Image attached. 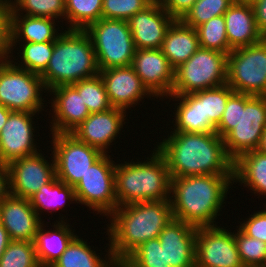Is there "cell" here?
Instances as JSON below:
<instances>
[{
    "instance_id": "obj_36",
    "label": "cell",
    "mask_w": 266,
    "mask_h": 267,
    "mask_svg": "<svg viewBox=\"0 0 266 267\" xmlns=\"http://www.w3.org/2000/svg\"><path fill=\"white\" fill-rule=\"evenodd\" d=\"M54 50V41L33 43L25 42L22 47L21 61L17 67L28 70L29 72L41 75L47 68Z\"/></svg>"
},
{
    "instance_id": "obj_42",
    "label": "cell",
    "mask_w": 266,
    "mask_h": 267,
    "mask_svg": "<svg viewBox=\"0 0 266 267\" xmlns=\"http://www.w3.org/2000/svg\"><path fill=\"white\" fill-rule=\"evenodd\" d=\"M266 206V205H265ZM248 221L242 223L239 229L247 236L266 243V210L250 215Z\"/></svg>"
},
{
    "instance_id": "obj_9",
    "label": "cell",
    "mask_w": 266,
    "mask_h": 267,
    "mask_svg": "<svg viewBox=\"0 0 266 267\" xmlns=\"http://www.w3.org/2000/svg\"><path fill=\"white\" fill-rule=\"evenodd\" d=\"M238 93L266 96V41L228 54L227 82Z\"/></svg>"
},
{
    "instance_id": "obj_7",
    "label": "cell",
    "mask_w": 266,
    "mask_h": 267,
    "mask_svg": "<svg viewBox=\"0 0 266 267\" xmlns=\"http://www.w3.org/2000/svg\"><path fill=\"white\" fill-rule=\"evenodd\" d=\"M227 65V54L199 48L174 70L172 95H185L226 84Z\"/></svg>"
},
{
    "instance_id": "obj_3",
    "label": "cell",
    "mask_w": 266,
    "mask_h": 267,
    "mask_svg": "<svg viewBox=\"0 0 266 267\" xmlns=\"http://www.w3.org/2000/svg\"><path fill=\"white\" fill-rule=\"evenodd\" d=\"M234 175H195L171 178L170 198L173 218L196 228L216 226ZM174 198V199H172ZM212 224V225H211Z\"/></svg>"
},
{
    "instance_id": "obj_54",
    "label": "cell",
    "mask_w": 266,
    "mask_h": 267,
    "mask_svg": "<svg viewBox=\"0 0 266 267\" xmlns=\"http://www.w3.org/2000/svg\"><path fill=\"white\" fill-rule=\"evenodd\" d=\"M4 59V57L0 54V64L2 63V61H3V59ZM2 59V60H1Z\"/></svg>"
},
{
    "instance_id": "obj_41",
    "label": "cell",
    "mask_w": 266,
    "mask_h": 267,
    "mask_svg": "<svg viewBox=\"0 0 266 267\" xmlns=\"http://www.w3.org/2000/svg\"><path fill=\"white\" fill-rule=\"evenodd\" d=\"M149 5L147 0H103L102 18L128 21Z\"/></svg>"
},
{
    "instance_id": "obj_31",
    "label": "cell",
    "mask_w": 266,
    "mask_h": 267,
    "mask_svg": "<svg viewBox=\"0 0 266 267\" xmlns=\"http://www.w3.org/2000/svg\"><path fill=\"white\" fill-rule=\"evenodd\" d=\"M76 201L74 187L60 181L56 176L47 184L42 186L29 200L32 208L39 217V211L42 209H59L64 207V201ZM64 200V201H62Z\"/></svg>"
},
{
    "instance_id": "obj_14",
    "label": "cell",
    "mask_w": 266,
    "mask_h": 267,
    "mask_svg": "<svg viewBox=\"0 0 266 267\" xmlns=\"http://www.w3.org/2000/svg\"><path fill=\"white\" fill-rule=\"evenodd\" d=\"M49 164L39 152L14 159L7 164L10 194L30 199L39 189L55 176V160Z\"/></svg>"
},
{
    "instance_id": "obj_39",
    "label": "cell",
    "mask_w": 266,
    "mask_h": 267,
    "mask_svg": "<svg viewBox=\"0 0 266 267\" xmlns=\"http://www.w3.org/2000/svg\"><path fill=\"white\" fill-rule=\"evenodd\" d=\"M238 230L235 242L242 264L245 267H266V243Z\"/></svg>"
},
{
    "instance_id": "obj_53",
    "label": "cell",
    "mask_w": 266,
    "mask_h": 267,
    "mask_svg": "<svg viewBox=\"0 0 266 267\" xmlns=\"http://www.w3.org/2000/svg\"><path fill=\"white\" fill-rule=\"evenodd\" d=\"M115 267H127L126 265H124L123 263H116Z\"/></svg>"
},
{
    "instance_id": "obj_43",
    "label": "cell",
    "mask_w": 266,
    "mask_h": 267,
    "mask_svg": "<svg viewBox=\"0 0 266 267\" xmlns=\"http://www.w3.org/2000/svg\"><path fill=\"white\" fill-rule=\"evenodd\" d=\"M10 30L11 8L0 4V54L5 59H8V54L12 51Z\"/></svg>"
},
{
    "instance_id": "obj_4",
    "label": "cell",
    "mask_w": 266,
    "mask_h": 267,
    "mask_svg": "<svg viewBox=\"0 0 266 267\" xmlns=\"http://www.w3.org/2000/svg\"><path fill=\"white\" fill-rule=\"evenodd\" d=\"M266 127V96L233 92L216 133L223 138L228 156L237 160L258 149Z\"/></svg>"
},
{
    "instance_id": "obj_16",
    "label": "cell",
    "mask_w": 266,
    "mask_h": 267,
    "mask_svg": "<svg viewBox=\"0 0 266 267\" xmlns=\"http://www.w3.org/2000/svg\"><path fill=\"white\" fill-rule=\"evenodd\" d=\"M34 113L12 111L0 132V163L8 164L14 159L37 153L34 144Z\"/></svg>"
},
{
    "instance_id": "obj_10",
    "label": "cell",
    "mask_w": 266,
    "mask_h": 267,
    "mask_svg": "<svg viewBox=\"0 0 266 267\" xmlns=\"http://www.w3.org/2000/svg\"><path fill=\"white\" fill-rule=\"evenodd\" d=\"M12 62L4 59L0 64V104L11 111L39 113L40 92L46 90L42 78Z\"/></svg>"
},
{
    "instance_id": "obj_23",
    "label": "cell",
    "mask_w": 266,
    "mask_h": 267,
    "mask_svg": "<svg viewBox=\"0 0 266 267\" xmlns=\"http://www.w3.org/2000/svg\"><path fill=\"white\" fill-rule=\"evenodd\" d=\"M224 19L227 40L232 50L254 45L263 40L256 25L252 5L235 1L224 13Z\"/></svg>"
},
{
    "instance_id": "obj_35",
    "label": "cell",
    "mask_w": 266,
    "mask_h": 267,
    "mask_svg": "<svg viewBox=\"0 0 266 267\" xmlns=\"http://www.w3.org/2000/svg\"><path fill=\"white\" fill-rule=\"evenodd\" d=\"M236 0H197L181 21L196 29L213 17L224 15Z\"/></svg>"
},
{
    "instance_id": "obj_21",
    "label": "cell",
    "mask_w": 266,
    "mask_h": 267,
    "mask_svg": "<svg viewBox=\"0 0 266 267\" xmlns=\"http://www.w3.org/2000/svg\"><path fill=\"white\" fill-rule=\"evenodd\" d=\"M40 220L29 199L9 194L0 203V222L11 240L34 242Z\"/></svg>"
},
{
    "instance_id": "obj_11",
    "label": "cell",
    "mask_w": 266,
    "mask_h": 267,
    "mask_svg": "<svg viewBox=\"0 0 266 267\" xmlns=\"http://www.w3.org/2000/svg\"><path fill=\"white\" fill-rule=\"evenodd\" d=\"M109 157V158H108ZM107 153L97 160L74 187L76 202L110 215L117 208L115 167Z\"/></svg>"
},
{
    "instance_id": "obj_38",
    "label": "cell",
    "mask_w": 266,
    "mask_h": 267,
    "mask_svg": "<svg viewBox=\"0 0 266 267\" xmlns=\"http://www.w3.org/2000/svg\"><path fill=\"white\" fill-rule=\"evenodd\" d=\"M0 267H40L34 242L12 240L0 257Z\"/></svg>"
},
{
    "instance_id": "obj_15",
    "label": "cell",
    "mask_w": 266,
    "mask_h": 267,
    "mask_svg": "<svg viewBox=\"0 0 266 267\" xmlns=\"http://www.w3.org/2000/svg\"><path fill=\"white\" fill-rule=\"evenodd\" d=\"M131 66L153 96L172 95L175 69L161 49L136 50Z\"/></svg>"
},
{
    "instance_id": "obj_22",
    "label": "cell",
    "mask_w": 266,
    "mask_h": 267,
    "mask_svg": "<svg viewBox=\"0 0 266 267\" xmlns=\"http://www.w3.org/2000/svg\"><path fill=\"white\" fill-rule=\"evenodd\" d=\"M50 92L56 96L51 102L55 113L54 122L51 123L52 133H71L90 115L82 96L73 85L57 86Z\"/></svg>"
},
{
    "instance_id": "obj_6",
    "label": "cell",
    "mask_w": 266,
    "mask_h": 267,
    "mask_svg": "<svg viewBox=\"0 0 266 267\" xmlns=\"http://www.w3.org/2000/svg\"><path fill=\"white\" fill-rule=\"evenodd\" d=\"M148 160L116 165L117 207L137 202L170 200L171 176L165 158L155 150Z\"/></svg>"
},
{
    "instance_id": "obj_52",
    "label": "cell",
    "mask_w": 266,
    "mask_h": 267,
    "mask_svg": "<svg viewBox=\"0 0 266 267\" xmlns=\"http://www.w3.org/2000/svg\"><path fill=\"white\" fill-rule=\"evenodd\" d=\"M258 0H236V2L253 5Z\"/></svg>"
},
{
    "instance_id": "obj_47",
    "label": "cell",
    "mask_w": 266,
    "mask_h": 267,
    "mask_svg": "<svg viewBox=\"0 0 266 267\" xmlns=\"http://www.w3.org/2000/svg\"><path fill=\"white\" fill-rule=\"evenodd\" d=\"M11 241L12 240L10 239V236L7 233V230L5 229L3 224L0 222V257L2 256V254L4 253V251L7 248L8 244Z\"/></svg>"
},
{
    "instance_id": "obj_44",
    "label": "cell",
    "mask_w": 266,
    "mask_h": 267,
    "mask_svg": "<svg viewBox=\"0 0 266 267\" xmlns=\"http://www.w3.org/2000/svg\"><path fill=\"white\" fill-rule=\"evenodd\" d=\"M197 0H165L162 7L174 19L181 20Z\"/></svg>"
},
{
    "instance_id": "obj_25",
    "label": "cell",
    "mask_w": 266,
    "mask_h": 267,
    "mask_svg": "<svg viewBox=\"0 0 266 267\" xmlns=\"http://www.w3.org/2000/svg\"><path fill=\"white\" fill-rule=\"evenodd\" d=\"M41 223L34 240L36 257L40 267H51L76 237L69 225L61 220L54 224V231L44 230Z\"/></svg>"
},
{
    "instance_id": "obj_26",
    "label": "cell",
    "mask_w": 266,
    "mask_h": 267,
    "mask_svg": "<svg viewBox=\"0 0 266 267\" xmlns=\"http://www.w3.org/2000/svg\"><path fill=\"white\" fill-rule=\"evenodd\" d=\"M18 13L11 12V49L20 37L25 42L42 43L55 41L60 36L56 34L55 19L28 15L20 19Z\"/></svg>"
},
{
    "instance_id": "obj_48",
    "label": "cell",
    "mask_w": 266,
    "mask_h": 267,
    "mask_svg": "<svg viewBox=\"0 0 266 267\" xmlns=\"http://www.w3.org/2000/svg\"><path fill=\"white\" fill-rule=\"evenodd\" d=\"M12 111L0 104V132Z\"/></svg>"
},
{
    "instance_id": "obj_1",
    "label": "cell",
    "mask_w": 266,
    "mask_h": 267,
    "mask_svg": "<svg viewBox=\"0 0 266 267\" xmlns=\"http://www.w3.org/2000/svg\"><path fill=\"white\" fill-rule=\"evenodd\" d=\"M156 148L165 158L171 178L234 175V161L216 132H173Z\"/></svg>"
},
{
    "instance_id": "obj_13",
    "label": "cell",
    "mask_w": 266,
    "mask_h": 267,
    "mask_svg": "<svg viewBox=\"0 0 266 267\" xmlns=\"http://www.w3.org/2000/svg\"><path fill=\"white\" fill-rule=\"evenodd\" d=\"M195 267H245L235 242V234L218 226L197 228Z\"/></svg>"
},
{
    "instance_id": "obj_20",
    "label": "cell",
    "mask_w": 266,
    "mask_h": 267,
    "mask_svg": "<svg viewBox=\"0 0 266 267\" xmlns=\"http://www.w3.org/2000/svg\"><path fill=\"white\" fill-rule=\"evenodd\" d=\"M99 75L103 80L109 102L114 108L126 110L143 99L142 96L147 94L152 96L131 65L100 70Z\"/></svg>"
},
{
    "instance_id": "obj_24",
    "label": "cell",
    "mask_w": 266,
    "mask_h": 267,
    "mask_svg": "<svg viewBox=\"0 0 266 267\" xmlns=\"http://www.w3.org/2000/svg\"><path fill=\"white\" fill-rule=\"evenodd\" d=\"M199 48L196 29L187 26L181 20H174L165 34L161 51L169 60L170 65L176 69Z\"/></svg>"
},
{
    "instance_id": "obj_17",
    "label": "cell",
    "mask_w": 266,
    "mask_h": 267,
    "mask_svg": "<svg viewBox=\"0 0 266 267\" xmlns=\"http://www.w3.org/2000/svg\"><path fill=\"white\" fill-rule=\"evenodd\" d=\"M196 233V227L174 218L163 228L158 239L167 266L195 267Z\"/></svg>"
},
{
    "instance_id": "obj_46",
    "label": "cell",
    "mask_w": 266,
    "mask_h": 267,
    "mask_svg": "<svg viewBox=\"0 0 266 267\" xmlns=\"http://www.w3.org/2000/svg\"><path fill=\"white\" fill-rule=\"evenodd\" d=\"M10 194L7 164L0 163V203Z\"/></svg>"
},
{
    "instance_id": "obj_49",
    "label": "cell",
    "mask_w": 266,
    "mask_h": 267,
    "mask_svg": "<svg viewBox=\"0 0 266 267\" xmlns=\"http://www.w3.org/2000/svg\"><path fill=\"white\" fill-rule=\"evenodd\" d=\"M257 150L260 151L261 153L266 154V127H265V131L262 135L260 145H259Z\"/></svg>"
},
{
    "instance_id": "obj_2",
    "label": "cell",
    "mask_w": 266,
    "mask_h": 267,
    "mask_svg": "<svg viewBox=\"0 0 266 267\" xmlns=\"http://www.w3.org/2000/svg\"><path fill=\"white\" fill-rule=\"evenodd\" d=\"M110 215L108 259L117 263H122L142 243L158 238L173 219L170 200L127 204L117 207Z\"/></svg>"
},
{
    "instance_id": "obj_30",
    "label": "cell",
    "mask_w": 266,
    "mask_h": 267,
    "mask_svg": "<svg viewBox=\"0 0 266 267\" xmlns=\"http://www.w3.org/2000/svg\"><path fill=\"white\" fill-rule=\"evenodd\" d=\"M89 247L87 242L76 236L51 267H115L117 262L114 259L106 262Z\"/></svg>"
},
{
    "instance_id": "obj_29",
    "label": "cell",
    "mask_w": 266,
    "mask_h": 267,
    "mask_svg": "<svg viewBox=\"0 0 266 267\" xmlns=\"http://www.w3.org/2000/svg\"><path fill=\"white\" fill-rule=\"evenodd\" d=\"M170 97L181 99L175 112L176 129L172 132L211 133L202 123L200 97L195 92L179 96L170 95Z\"/></svg>"
},
{
    "instance_id": "obj_33",
    "label": "cell",
    "mask_w": 266,
    "mask_h": 267,
    "mask_svg": "<svg viewBox=\"0 0 266 267\" xmlns=\"http://www.w3.org/2000/svg\"><path fill=\"white\" fill-rule=\"evenodd\" d=\"M72 85L77 89L79 96H82V100L90 114L107 111L112 108L103 80L99 74L80 80Z\"/></svg>"
},
{
    "instance_id": "obj_50",
    "label": "cell",
    "mask_w": 266,
    "mask_h": 267,
    "mask_svg": "<svg viewBox=\"0 0 266 267\" xmlns=\"http://www.w3.org/2000/svg\"><path fill=\"white\" fill-rule=\"evenodd\" d=\"M15 2H16V0H15ZM0 4L5 5L9 8H12L14 6V3L13 2L11 3V1H9V0H0Z\"/></svg>"
},
{
    "instance_id": "obj_51",
    "label": "cell",
    "mask_w": 266,
    "mask_h": 267,
    "mask_svg": "<svg viewBox=\"0 0 266 267\" xmlns=\"http://www.w3.org/2000/svg\"><path fill=\"white\" fill-rule=\"evenodd\" d=\"M148 3L150 4H157V5H163V3L165 2V0H147Z\"/></svg>"
},
{
    "instance_id": "obj_28",
    "label": "cell",
    "mask_w": 266,
    "mask_h": 267,
    "mask_svg": "<svg viewBox=\"0 0 266 267\" xmlns=\"http://www.w3.org/2000/svg\"><path fill=\"white\" fill-rule=\"evenodd\" d=\"M233 92L227 83L195 92L200 97L202 123L211 132H216V126L220 123L227 100Z\"/></svg>"
},
{
    "instance_id": "obj_40",
    "label": "cell",
    "mask_w": 266,
    "mask_h": 267,
    "mask_svg": "<svg viewBox=\"0 0 266 267\" xmlns=\"http://www.w3.org/2000/svg\"><path fill=\"white\" fill-rule=\"evenodd\" d=\"M21 9L25 10V15L28 16L54 19L65 16V0H16L11 12Z\"/></svg>"
},
{
    "instance_id": "obj_19",
    "label": "cell",
    "mask_w": 266,
    "mask_h": 267,
    "mask_svg": "<svg viewBox=\"0 0 266 267\" xmlns=\"http://www.w3.org/2000/svg\"><path fill=\"white\" fill-rule=\"evenodd\" d=\"M125 112L123 109L112 107L107 111L91 113L71 134L79 141L106 154V148L123 127Z\"/></svg>"
},
{
    "instance_id": "obj_32",
    "label": "cell",
    "mask_w": 266,
    "mask_h": 267,
    "mask_svg": "<svg viewBox=\"0 0 266 267\" xmlns=\"http://www.w3.org/2000/svg\"><path fill=\"white\" fill-rule=\"evenodd\" d=\"M103 0H65V17L69 30H85L102 18Z\"/></svg>"
},
{
    "instance_id": "obj_45",
    "label": "cell",
    "mask_w": 266,
    "mask_h": 267,
    "mask_svg": "<svg viewBox=\"0 0 266 267\" xmlns=\"http://www.w3.org/2000/svg\"><path fill=\"white\" fill-rule=\"evenodd\" d=\"M252 6L258 31L264 36L266 34V0H258Z\"/></svg>"
},
{
    "instance_id": "obj_18",
    "label": "cell",
    "mask_w": 266,
    "mask_h": 267,
    "mask_svg": "<svg viewBox=\"0 0 266 267\" xmlns=\"http://www.w3.org/2000/svg\"><path fill=\"white\" fill-rule=\"evenodd\" d=\"M174 19L161 5L150 4L137 12L128 24L136 50L161 49L165 34Z\"/></svg>"
},
{
    "instance_id": "obj_8",
    "label": "cell",
    "mask_w": 266,
    "mask_h": 267,
    "mask_svg": "<svg viewBox=\"0 0 266 267\" xmlns=\"http://www.w3.org/2000/svg\"><path fill=\"white\" fill-rule=\"evenodd\" d=\"M84 31L92 41L99 71L132 64L136 48L128 21L101 18Z\"/></svg>"
},
{
    "instance_id": "obj_34",
    "label": "cell",
    "mask_w": 266,
    "mask_h": 267,
    "mask_svg": "<svg viewBox=\"0 0 266 267\" xmlns=\"http://www.w3.org/2000/svg\"><path fill=\"white\" fill-rule=\"evenodd\" d=\"M200 48L229 54L232 49L227 40L224 15L213 17L196 28Z\"/></svg>"
},
{
    "instance_id": "obj_37",
    "label": "cell",
    "mask_w": 266,
    "mask_h": 267,
    "mask_svg": "<svg viewBox=\"0 0 266 267\" xmlns=\"http://www.w3.org/2000/svg\"><path fill=\"white\" fill-rule=\"evenodd\" d=\"M122 263L127 267H171L165 263L164 249L158 238L142 243Z\"/></svg>"
},
{
    "instance_id": "obj_27",
    "label": "cell",
    "mask_w": 266,
    "mask_h": 267,
    "mask_svg": "<svg viewBox=\"0 0 266 267\" xmlns=\"http://www.w3.org/2000/svg\"><path fill=\"white\" fill-rule=\"evenodd\" d=\"M234 180L244 183L254 193L266 195V154L257 149L234 161Z\"/></svg>"
},
{
    "instance_id": "obj_5",
    "label": "cell",
    "mask_w": 266,
    "mask_h": 267,
    "mask_svg": "<svg viewBox=\"0 0 266 267\" xmlns=\"http://www.w3.org/2000/svg\"><path fill=\"white\" fill-rule=\"evenodd\" d=\"M95 50L84 30H65L54 41L46 70L40 75L47 90L72 85L99 74Z\"/></svg>"
},
{
    "instance_id": "obj_12",
    "label": "cell",
    "mask_w": 266,
    "mask_h": 267,
    "mask_svg": "<svg viewBox=\"0 0 266 267\" xmlns=\"http://www.w3.org/2000/svg\"><path fill=\"white\" fill-rule=\"evenodd\" d=\"M53 158L56 177L67 185L75 187L82 176L104 153L79 141L71 133H53Z\"/></svg>"
}]
</instances>
